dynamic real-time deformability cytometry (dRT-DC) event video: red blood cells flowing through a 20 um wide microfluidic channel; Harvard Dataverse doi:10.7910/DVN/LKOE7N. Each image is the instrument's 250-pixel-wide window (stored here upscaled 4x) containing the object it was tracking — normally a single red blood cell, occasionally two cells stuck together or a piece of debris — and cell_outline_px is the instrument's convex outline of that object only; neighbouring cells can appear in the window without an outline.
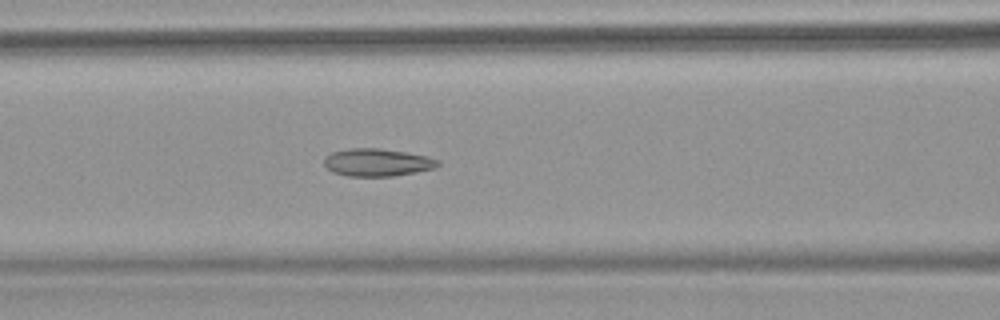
{"species": "common noctule bat (a hibernating species)", "species_latin": "Nyctalus noctula", "temperature_condition": "warm", "stored_images_in_passage": 63, "camera_frame_rate_fps": 3000, "um_per_image_px": 0.085, "animal": {"sex": "female", "body_mass_g": 18.4}, "frame": {"image": 1, "passage_image": 28, "time_ms": 9.0, "image_size_px": [1000, 320], "cell_outline_px": [[440, 164], [436, 168], [416, 172], [392, 176], [348, 176], [332, 172], [324, 164], [324, 156], [332, 152], [348, 148], [380, 148], [428, 156], [440, 160]], "centroid_in_image_um": [32.07, 13.8], "position_along_channel_um": 134.5, "area_um2": 18.44}}